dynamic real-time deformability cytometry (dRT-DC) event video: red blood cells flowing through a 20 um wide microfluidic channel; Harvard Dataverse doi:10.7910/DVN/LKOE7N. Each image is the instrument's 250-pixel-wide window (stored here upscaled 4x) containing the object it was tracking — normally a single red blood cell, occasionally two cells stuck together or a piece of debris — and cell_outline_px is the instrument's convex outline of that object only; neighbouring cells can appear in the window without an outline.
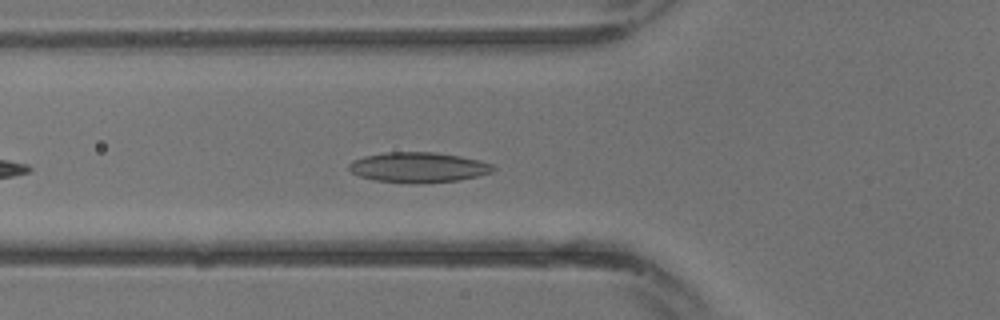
{"species": "common noctule bat (a hibernating species)", "species_latin": "Nyctalus noctula", "temperature_condition": "warm", "stored_images_in_passage": 15, "camera_frame_rate_fps": 3000, "um_per_image_px": 0.085, "animal": {"sex": "male", "body_mass_g": 13.3}, "frame": {"image": 1, "passage_image": 11, "time_ms": 3.333, "image_size_px": [1000, 320], "cell_outline_px": [[496, 168], [492, 172], [460, 180], [412, 184], [376, 180], [360, 176], [352, 172], [348, 168], [348, 164], [352, 160], [364, 156], [384, 152], [436, 152], [460, 156], [480, 160], [492, 164]], "centroid_in_image_um": [35.55, 14.22], "position_along_channel_um": 90.2, "area_um2": 25.49}}
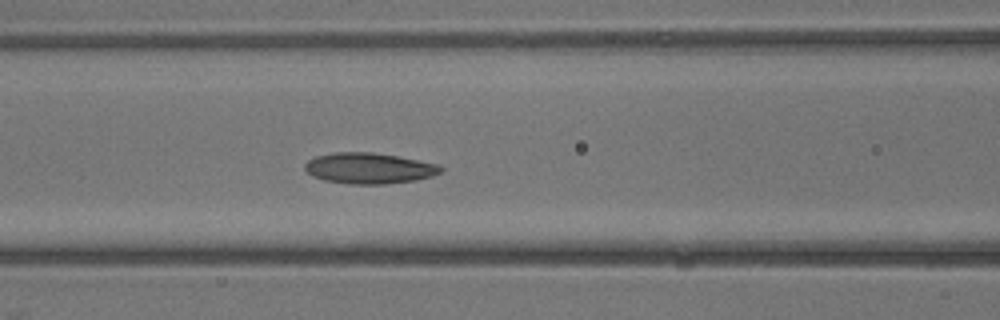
{"frame": {"image": 2, "passage_image": 13, "time_ms": 4.0, "image_size_px": [1000, 320], "cell_outline_px": [[444, 168], [440, 172], [432, 176], [416, 180], [384, 184], [348, 184], [324, 180], [312, 176], [304, 168], [304, 164], [308, 160], [316, 156], [332, 152], [372, 152], [396, 156], [440, 164]], "centroid_in_image_um": [31.36, 14.3], "position_along_channel_um": 135.2, "area_um2": 24.51}}
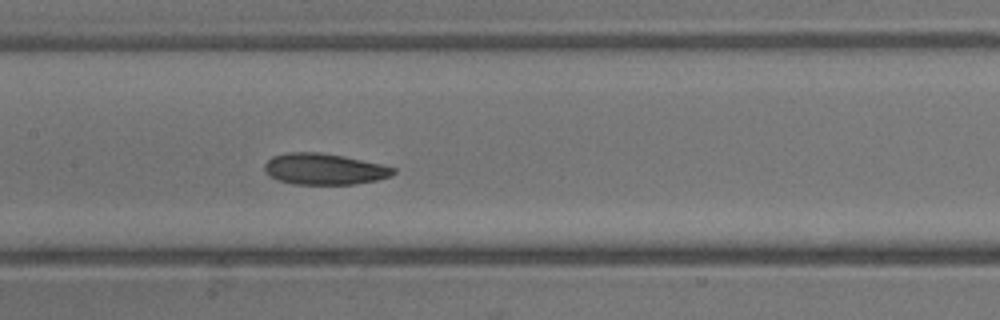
{"frame": {"image": 3, "passage_image": 15, "time_ms": 4.667, "image_size_px": [1000, 320], "cell_outline_px": [[396, 172], [392, 176], [376, 180], [352, 184], [292, 184], [276, 180], [268, 176], [264, 172], [264, 164], [272, 156], [288, 152], [320, 152], [344, 156], [384, 164], [396, 168]], "centroid_in_image_um": [27.55, 14.36], "position_along_channel_um": 179.9, "area_um2": 23.76}}